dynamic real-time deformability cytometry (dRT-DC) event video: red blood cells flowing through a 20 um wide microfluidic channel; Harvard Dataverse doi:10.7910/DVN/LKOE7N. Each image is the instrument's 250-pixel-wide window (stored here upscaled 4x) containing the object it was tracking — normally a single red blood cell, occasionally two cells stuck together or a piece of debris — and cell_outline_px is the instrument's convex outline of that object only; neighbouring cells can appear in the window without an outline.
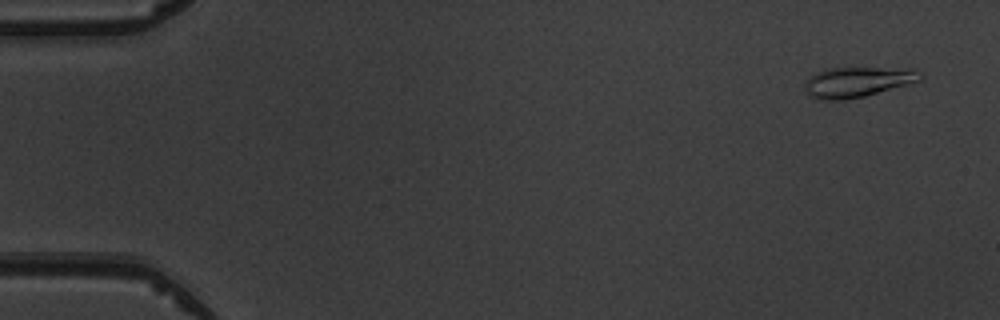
{"species": "common noctule bat (a hibernating species)", "species_latin": "Nyctalus noctula", "temperature_condition": "warm", "stored_images_in_passage": 4, "camera_frame_rate_fps": 3000, "um_per_image_px": 0.085, "animal": {"sex": "male", "body_mass_g": 19.5, "forearm_length_mm": 54.6}, "frame": {"image": 1, "passage_image": 1, "time_ms": 0.0, "image_size_px": [1000, 320], "cell_outline_px": [[924, 76], [920, 80], [908, 84], [864, 96], [844, 100], [816, 100], [808, 96], [804, 88], [804, 84], [808, 76], [824, 68], [916, 68]], "centroid_in_image_um": [72.84, 6.96], "position_along_channel_um": 12.2, "area_um2": 20.69}}